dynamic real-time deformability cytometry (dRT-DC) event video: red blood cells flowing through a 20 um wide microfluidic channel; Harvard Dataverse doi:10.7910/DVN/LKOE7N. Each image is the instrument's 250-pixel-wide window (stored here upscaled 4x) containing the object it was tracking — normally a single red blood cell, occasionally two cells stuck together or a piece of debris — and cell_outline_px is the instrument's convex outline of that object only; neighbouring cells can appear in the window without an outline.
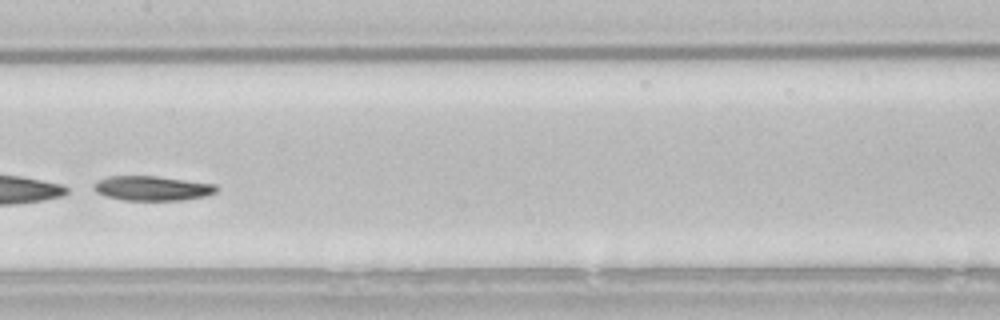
{"species": "common noctule bat (a hibernating species)", "species_latin": "Nyctalus noctula", "temperature_condition": "room temperature", "stored_images_in_passage": 47, "segment_of_instrument_passage": [2, 2], "camera_frame_rate_fps": 3000, "um_per_image_px": 0.085, "animal": {"sex": "male", "body_mass_g": 21.5, "forearm_length_mm": 52.0}, "frame": {"image": 1, "passage_image": 22, "time_ms": 7.0, "image_size_px": [1000, 320], "cell_outline_px": [[216, 192], [204, 196], [184, 200], [124, 200], [108, 196], [96, 192], [92, 188], [92, 184], [108, 176], [156, 176], [216, 184]], "centroid_in_image_um": [12.92, 16.0], "position_along_channel_um": 194.5, "area_um2": 17.46}}
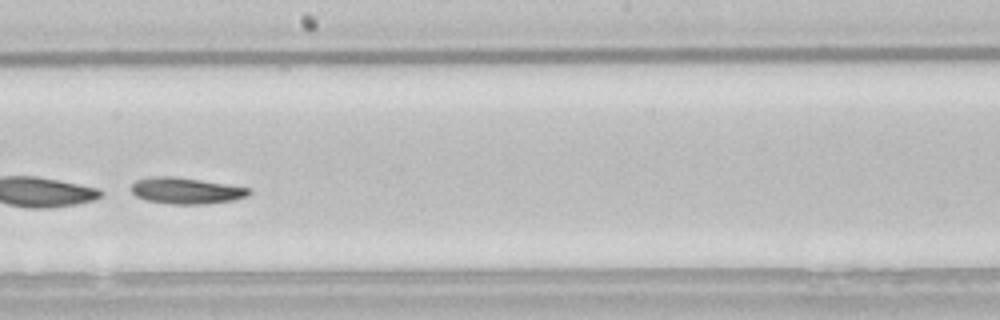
{"frame": {"image": 2, "passage_image": 25, "time_ms": 8.0, "image_size_px": [1000, 320], "cell_outline_px": [[252, 192], [248, 196], [232, 200], [204, 204], [168, 204], [148, 200], [136, 196], [132, 192], [132, 184], [136, 180], [152, 176], [172, 176], [228, 184], [248, 188]], "centroid_in_image_um": [15.82, 16.21], "position_along_channel_um": 232.4, "area_um2": 17.92}}